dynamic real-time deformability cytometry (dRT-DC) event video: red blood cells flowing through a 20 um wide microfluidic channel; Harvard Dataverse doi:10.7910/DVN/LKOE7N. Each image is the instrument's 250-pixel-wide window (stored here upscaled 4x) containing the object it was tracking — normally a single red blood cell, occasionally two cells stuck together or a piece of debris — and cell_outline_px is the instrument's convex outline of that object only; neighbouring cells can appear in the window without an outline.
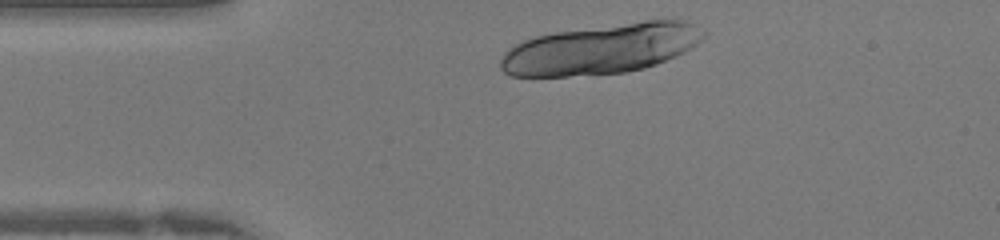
{"species": "human", "species_latin": "Homo sapiens", "temperature_condition": "warm", "stored_images_in_passage": 27, "segment_of_instrument_passage": [1, 2], "camera_frame_rate_fps": 3000, "um_per_image_px": 0.085, "donor": {"sex": "female"}, "frame": {"image": 1, "passage_image": 1, "time_ms": 0.0, "image_size_px": [1000, 240], "cell_outline_px": [[708, 32], [696, 44], [684, 52], [676, 56], [656, 64], [644, 68], [624, 72], [568, 76], [512, 76], [504, 72], [500, 68], [500, 60], [504, 52], [516, 44], [524, 40], [536, 36], [556, 32], [644, 20], [688, 20], [704, 28]], "centroid_in_image_um": [51.14, 4.15], "position_along_channel_um": 33.9, "area_um2": 59.13}}